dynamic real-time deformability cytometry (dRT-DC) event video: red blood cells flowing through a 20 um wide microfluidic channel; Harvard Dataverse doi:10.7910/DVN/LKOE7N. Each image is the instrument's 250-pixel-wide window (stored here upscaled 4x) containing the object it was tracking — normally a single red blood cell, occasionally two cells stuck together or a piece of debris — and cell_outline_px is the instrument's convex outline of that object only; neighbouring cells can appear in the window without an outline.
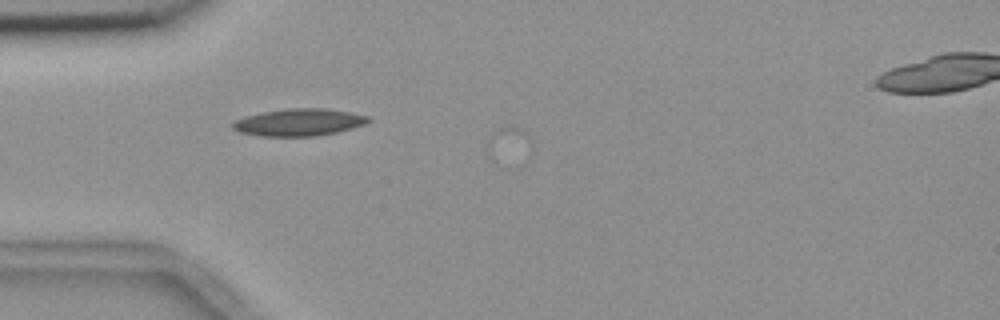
{"species": "common noctule bat (a hibernating species)", "species_latin": "Nyctalus noctula", "temperature_condition": "room temperature", "stored_images_in_passage": 4, "camera_frame_rate_fps": 3000, "um_per_image_px": 0.085, "animal": {"sex": "female", "body_mass_g": 18.4}, "frame": {"image": 1, "passage_image": 3, "time_ms": 0.667, "image_size_px": [1000, 320], "cell_outline_px": [[372, 120], [364, 124], [352, 128], [336, 132], [316, 136], [264, 136], [240, 132], [232, 128], [232, 124], [236, 120], [244, 116], [264, 112], [288, 108], [328, 108], [368, 116]], "centroid_in_image_um": [25.42, 10.39], "position_along_channel_um": 59.6, "area_um2": 21.33}}